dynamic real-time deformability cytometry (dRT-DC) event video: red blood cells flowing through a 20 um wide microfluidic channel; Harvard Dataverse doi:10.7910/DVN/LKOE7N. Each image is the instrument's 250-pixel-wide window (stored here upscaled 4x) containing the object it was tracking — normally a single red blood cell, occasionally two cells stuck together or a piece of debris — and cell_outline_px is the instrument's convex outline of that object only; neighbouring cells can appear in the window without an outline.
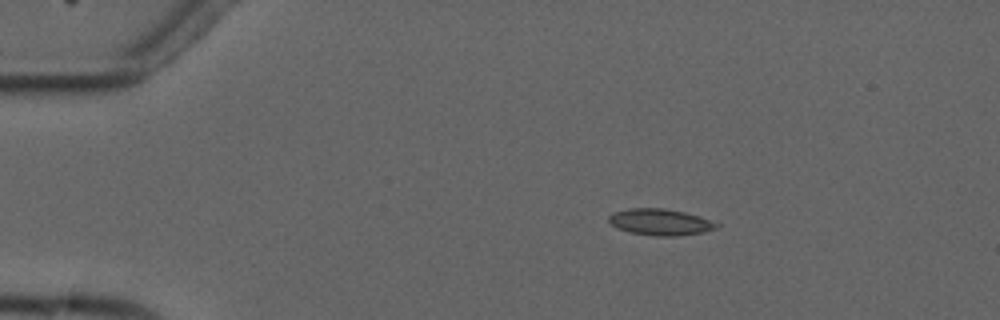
{"species": "common noctule bat (a hibernating species)", "species_latin": "Nyctalus noctula", "temperature_condition": "cold", "stored_images_in_passage": 4, "camera_frame_rate_fps": 3000, "um_per_image_px": 0.085, "animal": {"sex": "male", "forearm_length_mm": 52.5}, "frame": {"image": 1, "passage_image": 2, "time_ms": 1.333, "image_size_px": [1000, 320], "cell_outline_px": [[720, 224], [716, 228], [704, 232], [676, 236], [656, 236], [632, 232], [616, 228], [608, 220], [608, 216], [616, 212], [628, 208], [664, 208], [684, 212]], "centroid_in_image_um": [56.1, 18.87], "position_along_channel_um": 28.9, "area_um2": 16.3}}